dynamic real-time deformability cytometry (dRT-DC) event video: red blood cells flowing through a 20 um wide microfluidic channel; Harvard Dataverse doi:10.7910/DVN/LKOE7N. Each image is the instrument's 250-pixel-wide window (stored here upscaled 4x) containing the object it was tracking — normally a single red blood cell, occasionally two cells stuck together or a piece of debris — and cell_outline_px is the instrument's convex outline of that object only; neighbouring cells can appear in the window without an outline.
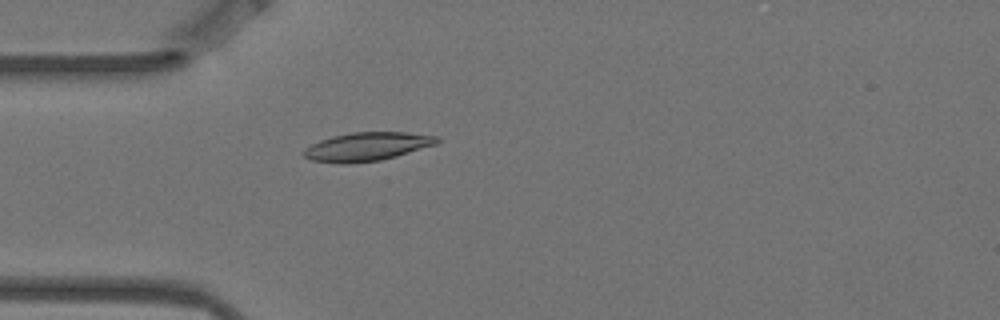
{"species": "Egyptian fruit bat (a non-hibernating species)", "species_latin": "Rousettus aegyptiacus", "temperature_condition": "warm", "stored_images_in_passage": 4, "camera_frame_rate_fps": 3000, "um_per_image_px": 0.085, "animal": {"sex": "female"}, "frame": {"image": 1, "passage_image": 4, "time_ms": 1.0, "image_size_px": [1000, 320], "cell_outline_px": [[440, 140], [436, 144], [396, 156], [380, 160], [348, 164], [340, 164], [312, 160], [304, 156], [300, 152], [304, 148], [320, 140], [332, 136], [352, 132], [404, 132], [436, 136]], "centroid_in_image_um": [31.14, 12.46], "position_along_channel_um": 53.9, "area_um2": 22.14}}